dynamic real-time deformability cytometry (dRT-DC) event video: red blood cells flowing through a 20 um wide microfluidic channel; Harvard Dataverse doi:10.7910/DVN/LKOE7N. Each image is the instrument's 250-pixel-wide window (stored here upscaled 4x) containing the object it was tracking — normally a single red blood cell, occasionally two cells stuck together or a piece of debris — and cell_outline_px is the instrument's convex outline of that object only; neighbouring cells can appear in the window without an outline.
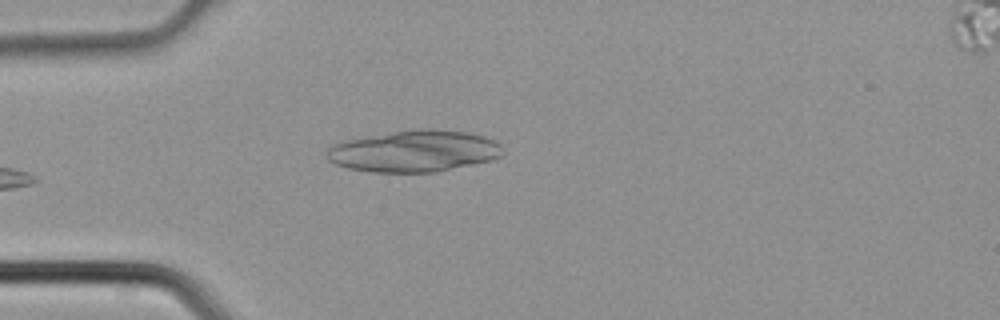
{"species": "common noctule bat (a hibernating species)", "species_latin": "Nyctalus noctula", "temperature_condition": "cold", "stored_images_in_passage": 2, "camera_frame_rate_fps": 3000, "um_per_image_px": 0.085, "animal": {"sex": "male", "body_mass_g": 21.5, "forearm_length_mm": 52.0}, "frame": {"image": 1, "passage_image": 2, "time_ms": 0.333, "image_size_px": [1000, 320], "cell_outline_px": [[504, 152], [500, 156], [492, 160], [436, 172], [372, 172], [348, 168], [336, 164], [328, 160], [328, 148], [332, 144], [340, 140], [392, 132], [424, 128], [432, 128], [464, 132], [484, 136], [496, 140], [500, 144]], "centroid_in_image_um": [35.21, 12.84], "position_along_channel_um": 49.8, "area_um2": 42.77}}